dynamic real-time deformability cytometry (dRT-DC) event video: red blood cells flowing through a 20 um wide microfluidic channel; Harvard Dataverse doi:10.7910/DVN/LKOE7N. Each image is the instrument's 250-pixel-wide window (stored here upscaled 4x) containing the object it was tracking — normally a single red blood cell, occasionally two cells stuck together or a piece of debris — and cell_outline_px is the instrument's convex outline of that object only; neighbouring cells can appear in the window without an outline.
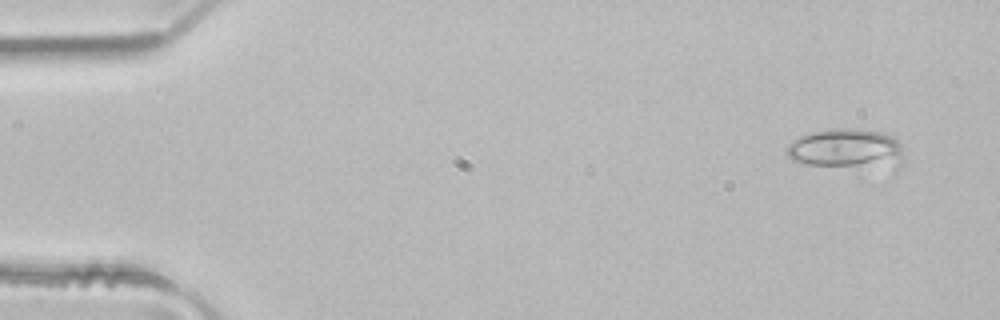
{"species": "common noctule bat (a hibernating species)", "species_latin": "Nyctalus noctula", "temperature_condition": "room temperature", "stored_images_in_passage": 4, "camera_frame_rate_fps": 3000, "um_per_image_px": 0.085, "animal": {"sex": "male", "body_mass_g": 21.5, "forearm_length_mm": 52.0}, "frame": {"image": 1, "passage_image": 1, "time_ms": 0.0, "image_size_px": [1000, 320], "cell_outline_px": [[904, 156], [896, 172], [892, 172], [808, 164], [792, 160], [788, 156], [788, 144], [792, 140], [800, 136], [812, 132], [832, 128], [836, 128], [880, 132], [892, 136], [900, 144]], "centroid_in_image_um": [72.07, 12.73], "position_along_channel_um": 12.9, "area_um2": 28.15}}